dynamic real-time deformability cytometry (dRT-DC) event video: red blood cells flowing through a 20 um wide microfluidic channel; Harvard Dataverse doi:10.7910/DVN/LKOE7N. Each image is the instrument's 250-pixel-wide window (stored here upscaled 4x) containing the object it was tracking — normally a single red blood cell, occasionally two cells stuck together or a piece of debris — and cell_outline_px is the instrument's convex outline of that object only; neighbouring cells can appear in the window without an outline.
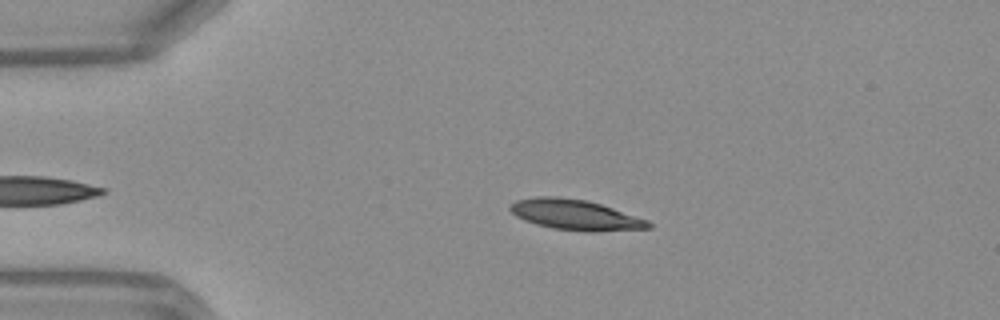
{"species": "Egyptian fruit bat (a non-hibernating species)", "species_latin": "Rousettus aegyptiacus", "temperature_condition": "warm", "stored_images_in_passage": 39, "camera_frame_rate_fps": 3000, "um_per_image_px": 0.085, "frame": {"image": 1, "passage_image": 6, "time_ms": 1.667, "image_size_px": [1000, 320], "cell_outline_px": [[652, 228], [596, 232], [584, 232], [552, 228], [536, 224], [524, 220], [516, 216], [508, 208], [516, 200], [536, 196], [556, 196], [588, 200], [648, 220], [652, 224]], "centroid_in_image_um": [48.9, 18.26], "position_along_channel_um": 36.1, "area_um2": 24.62}}
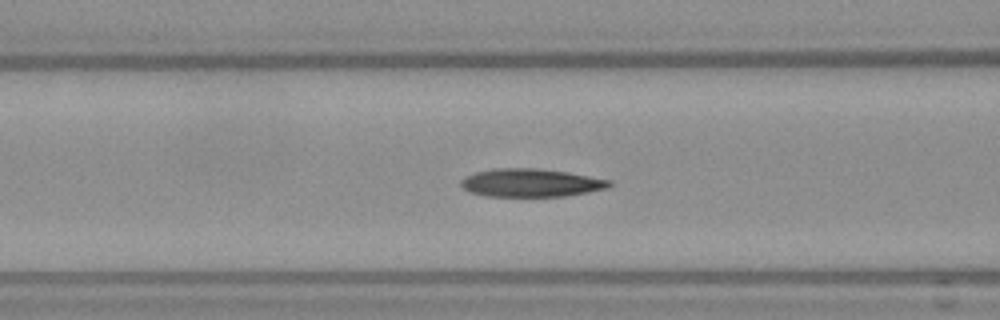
{"frame": {"image": 2, "passage_image": 15, "time_ms": 4.667, "image_size_px": [1000, 320], "cell_outline_px": [[612, 184], [608, 188], [588, 192], [564, 196], [484, 196], [468, 192], [460, 184], [460, 180], [464, 176], [476, 172], [492, 168], [536, 168], [568, 172], [612, 180]], "centroid_in_image_um": [45.11, 15.53], "position_along_channel_um": 121.5, "area_um2": 24.51}}
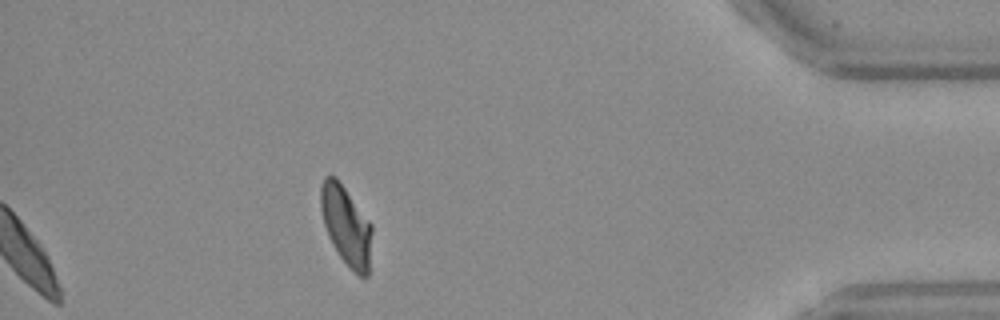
{"frame": {"image": 3, "passage_image": 39, "time_ms": 12.667, "image_size_px": [1000, 320], "cell_outline_px": [[372, 232], [368, 276], [360, 276], [340, 256], [332, 244], [328, 236], [324, 224], [320, 208], [320, 188], [324, 176], [336, 176], [372, 224]], "centroid_in_image_um": [29.41, 19.13], "position_along_channel_um": 405.8, "area_um2": 23.47}, "authors_computed_cell_mechanics": {"area_um2": 24.4494, "velocity_mm_per_s": 4.1452, "shape_relaxation_time_tau1_ms": null, "shape_relaxation_time_tau2_ms": 2.563, "deformation_change_tau1": null, "deformation_change_tau2": 0.085}}